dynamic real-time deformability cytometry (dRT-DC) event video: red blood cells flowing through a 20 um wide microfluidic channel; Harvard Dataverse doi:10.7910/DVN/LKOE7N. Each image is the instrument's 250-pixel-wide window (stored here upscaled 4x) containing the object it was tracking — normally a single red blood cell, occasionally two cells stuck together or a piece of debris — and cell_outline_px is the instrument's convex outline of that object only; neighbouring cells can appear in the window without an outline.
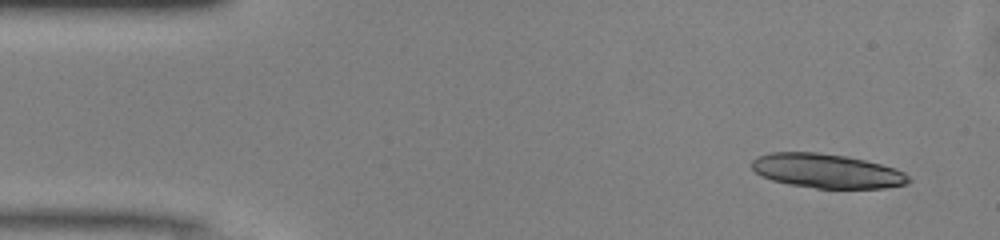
{"species": "common noctule bat (a hibernating species)", "species_latin": "Nyctalus noctula", "temperature_condition": "warm", "stored_images_in_passage": 49, "camera_frame_rate_fps": 3000, "um_per_image_px": 0.085, "animal": {"sex": "male", "body_mass_g": 13.0, "forearm_length_mm": 53.1}, "frame": {"image": 1, "passage_image": 3, "time_ms": 0.667, "image_size_px": [1000, 240], "cell_outline_px": [[912, 180], [908, 184], [884, 188], [816, 188], [788, 184], [772, 180], [760, 176], [752, 168], [752, 160], [756, 156], [768, 152], [816, 152], [848, 156], [880, 164], [904, 172]], "centroid_in_image_um": [70.25, 14.53], "position_along_channel_um": 14.8, "area_um2": 31.39}}
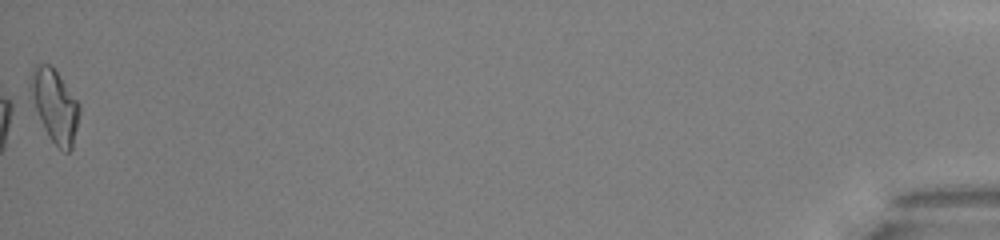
{"frame": {"image": 2, "passage_image": 49, "time_ms": 16.0, "image_size_px": [1000, 240], "cell_outline_px": [[80, 112], [72, 148], [68, 152], [64, 152], [48, 136], [28, 96], [28, 84], [32, 68], [36, 64], [48, 64], [56, 72], [80, 104]], "centroid_in_image_um": [4.6, 8.97], "position_along_channel_um": 430.6, "area_um2": 20.81}, "authors_computed_cell_mechanics": {"area_um2": 18.9584, "velocity_mm_per_s": 4.1126, "shape_relaxation_time_tau1_ms": 3.9637, "shape_relaxation_time_tau2_ms": 1.5034, "deformation_change_tau1": 0.1752, "deformation_change_tau2": 0.0755}}